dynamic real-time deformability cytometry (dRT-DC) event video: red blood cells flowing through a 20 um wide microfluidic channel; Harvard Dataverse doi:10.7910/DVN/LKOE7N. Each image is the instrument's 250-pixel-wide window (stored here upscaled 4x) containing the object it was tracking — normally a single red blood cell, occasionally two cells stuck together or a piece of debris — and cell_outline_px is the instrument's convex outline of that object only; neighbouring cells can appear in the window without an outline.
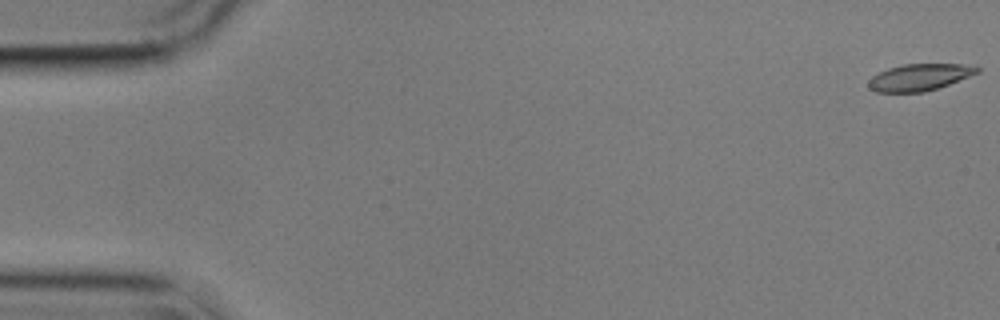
{"species": "common noctule bat (a hibernating species)", "species_latin": "Nyctalus noctula", "temperature_condition": "cold", "stored_images_in_passage": 56, "camera_frame_rate_fps": 3000, "um_per_image_px": 0.085, "animal": {"sex": "male", "body_mass_g": 17.9}, "frame": {"image": 1, "passage_image": 1, "time_ms": 0.0, "image_size_px": [1000, 320], "cell_outline_px": [[980, 72], [948, 84], [924, 92], [876, 92], [868, 88], [868, 80], [872, 76], [888, 68], [904, 64], [960, 64], [980, 68]], "centroid_in_image_um": [78.11, 6.57], "position_along_channel_um": 6.9, "area_um2": 16.76}}
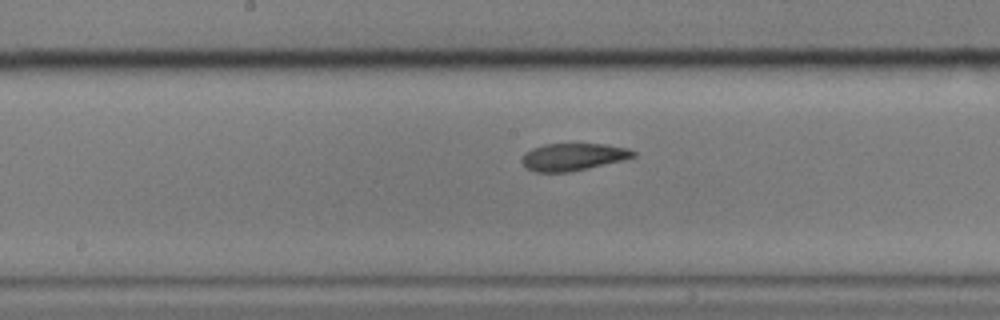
{"frame": {"image": 2, "passage_image": 29, "time_ms": 9.333, "image_size_px": [1000, 320], "cell_outline_px": [[636, 156], [624, 160], [588, 168], [568, 172], [536, 172], [524, 168], [520, 160], [524, 152], [532, 148], [544, 144], [604, 144], [628, 148], [636, 152]], "centroid_in_image_um": [48.67, 13.34], "position_along_channel_um": 199.5, "area_um2": 17.92}}
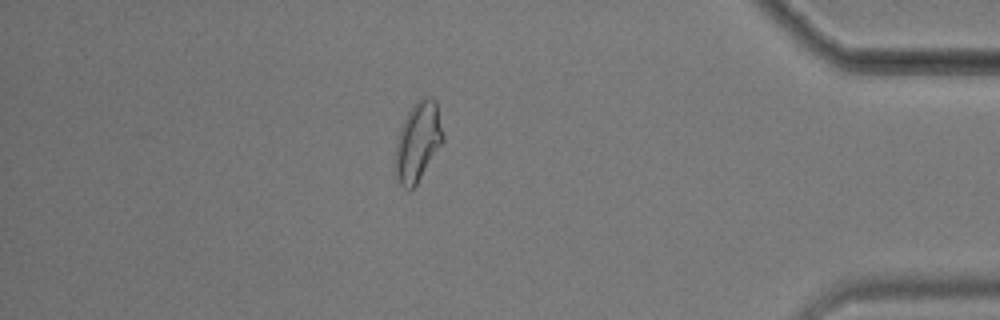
{"frame": {"image": 3, "passage_image": 49, "time_ms": 16.0, "image_size_px": [1000, 320], "cell_outline_px": [[444, 140], [416, 184], [412, 188], [404, 188], [400, 184], [392, 168], [396, 144], [400, 128], [412, 104], [420, 96], [432, 96], [436, 100], [444, 136]], "centroid_in_image_um": [35.5, 12.0], "position_along_channel_um": 399.7, "area_um2": 22.31}, "authors_computed_cell_mechanics": {"area_um2": 18.4382, "velocity_mm_per_s": 3.5652, "shape_relaxation_time_tau1_ms": null, "shape_relaxation_time_tau2_ms": 2.8863, "deformation_change_tau1": null, "deformation_change_tau2": 0.0845}}